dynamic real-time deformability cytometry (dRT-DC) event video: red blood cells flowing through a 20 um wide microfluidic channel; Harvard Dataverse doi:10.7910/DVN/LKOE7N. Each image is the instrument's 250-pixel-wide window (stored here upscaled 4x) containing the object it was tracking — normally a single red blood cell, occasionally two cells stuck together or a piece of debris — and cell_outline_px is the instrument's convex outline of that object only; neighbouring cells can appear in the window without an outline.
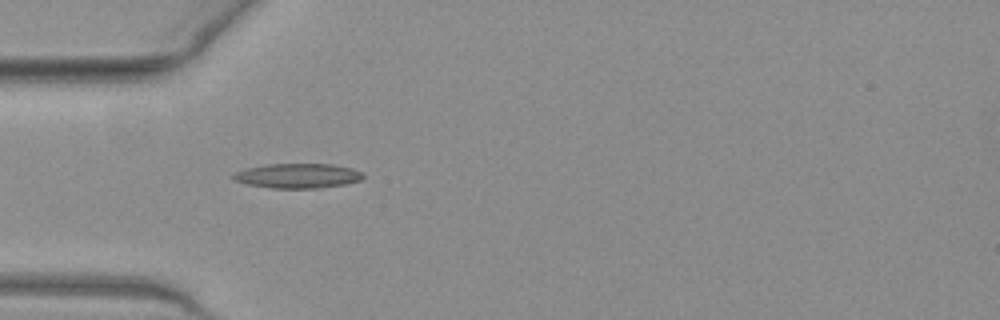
{"species": "common noctule bat (a hibernating species)", "species_latin": "Nyctalus noctula", "temperature_condition": "warm", "stored_images_in_passage": 34, "camera_frame_rate_fps": 3000, "um_per_image_px": 0.085, "animal": {"sex": "female", "body_mass_g": 19.3, "forearm_length_mm": 54.1}, "frame": {"image": 1, "passage_image": 1, "time_ms": 0.0, "image_size_px": [1000, 320], "cell_outline_px": [[364, 176], [360, 180], [344, 184], [316, 188], [272, 188], [248, 184], [236, 180], [232, 176], [236, 172], [248, 168], [268, 164], [332, 164], [352, 168], [364, 172]], "centroid_in_image_um": [25.36, 14.94], "position_along_channel_um": 59.6, "area_um2": 18.44}}
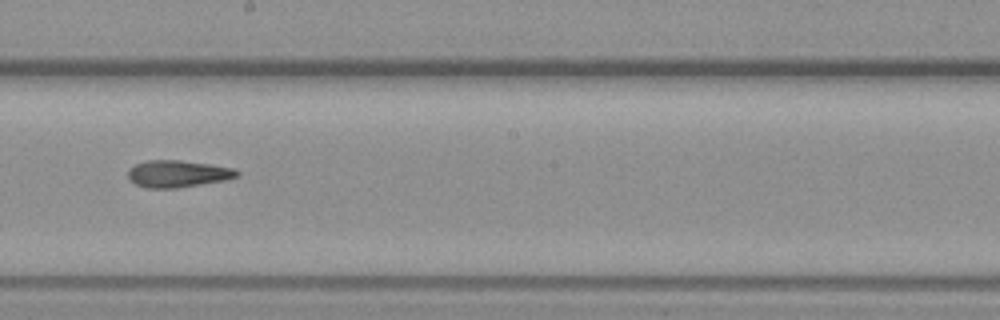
{"frame": {"image": 2, "passage_image": 14, "time_ms": 4.333, "image_size_px": [1000, 320], "cell_outline_px": [[240, 176], [224, 180], [176, 188], [148, 188], [136, 184], [128, 180], [128, 168], [136, 164], [148, 160], [180, 160], [208, 164], [232, 168], [240, 172]], "centroid_in_image_um": [15.08, 14.77], "position_along_channel_um": 233.1, "area_um2": 17.05}}
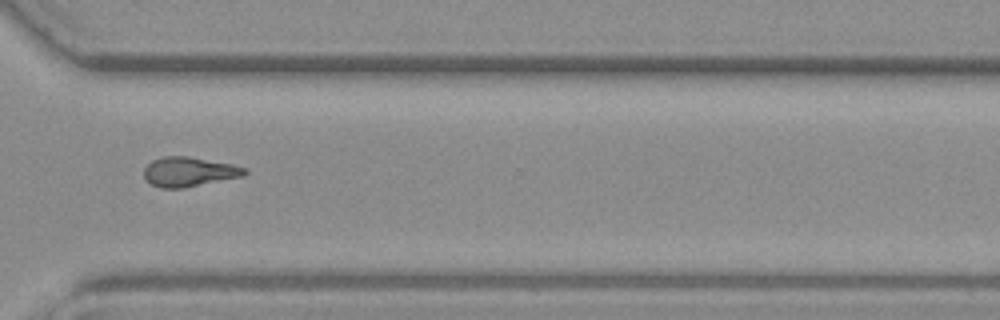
{"frame": {"image": 3, "passage_image": 23, "time_ms": 7.333, "image_size_px": [1000, 320], "cell_outline_px": [[248, 172], [244, 176], [184, 188], [160, 188], [152, 184], [144, 176], [144, 168], [152, 160], [160, 156], [188, 156], [232, 164], [248, 168]], "centroid_in_image_um": [16.09, 14.59], "position_along_channel_um": 354.5, "area_um2": 17.46}, "authors_computed_cell_mechanics": {"area_um2": 17.1377, "velocity_mm_per_s": 4.0608, "shape_relaxation_time_tau1_ms": null, "shape_relaxation_time_tau2_ms": 5.2023, "deformation_change_tau1": null, "deformation_change_tau2": 0.1599}}